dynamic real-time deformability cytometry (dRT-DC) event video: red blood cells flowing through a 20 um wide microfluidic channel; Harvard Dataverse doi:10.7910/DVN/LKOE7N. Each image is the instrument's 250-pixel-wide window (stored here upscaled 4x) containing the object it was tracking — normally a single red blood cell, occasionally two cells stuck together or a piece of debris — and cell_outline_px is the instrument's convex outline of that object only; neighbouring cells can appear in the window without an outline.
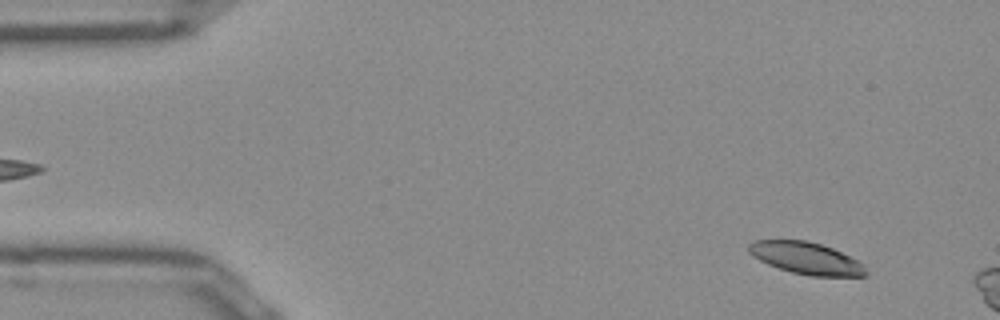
{"species": "Egyptian fruit bat (a non-hibernating species)", "species_latin": "Rousettus aegyptiacus", "temperature_condition": "room temperature", "stored_images_in_passage": 12, "camera_frame_rate_fps": 3000, "um_per_image_px": 0.085, "frame": {"image": 1, "passage_image": 4, "time_ms": 1.0, "image_size_px": [1000, 320], "cell_outline_px": [[868, 276], [808, 276], [792, 272], [768, 264], [752, 256], [748, 252], [748, 244], [752, 240], [808, 240], [832, 248], [864, 264], [868, 272]], "centroid_in_image_um": [68.52, 21.94], "position_along_channel_um": 16.5, "area_um2": 21.85}}